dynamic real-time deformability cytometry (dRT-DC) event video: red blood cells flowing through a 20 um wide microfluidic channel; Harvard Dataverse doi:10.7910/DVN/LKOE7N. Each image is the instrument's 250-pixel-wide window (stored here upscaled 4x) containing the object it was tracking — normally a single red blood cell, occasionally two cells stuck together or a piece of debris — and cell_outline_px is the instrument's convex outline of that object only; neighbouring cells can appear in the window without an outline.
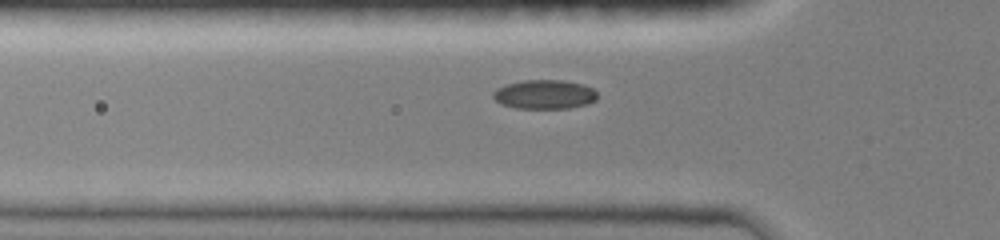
{"species": "common noctule bat (a hibernating species)", "species_latin": "Nyctalus noctula", "temperature_condition": "room temperature", "stored_images_in_passage": 36, "camera_frame_rate_fps": 3000, "um_per_image_px": 0.085, "animal": {"sex": "female", "body_mass_g": 19.0, "forearm_length_mm": 51.5}, "frame": {"image": 1, "passage_image": 8, "time_ms": 2.333, "image_size_px": [1000, 240], "cell_outline_px": [[596, 100], [588, 104], [568, 108], [516, 108], [500, 104], [492, 96], [492, 92], [496, 88], [508, 84], [524, 80], [564, 80], [584, 84], [592, 88], [596, 92]], "centroid_in_image_um": [46.28, 8.02], "position_along_channel_um": 79.5, "area_um2": 17.74}}
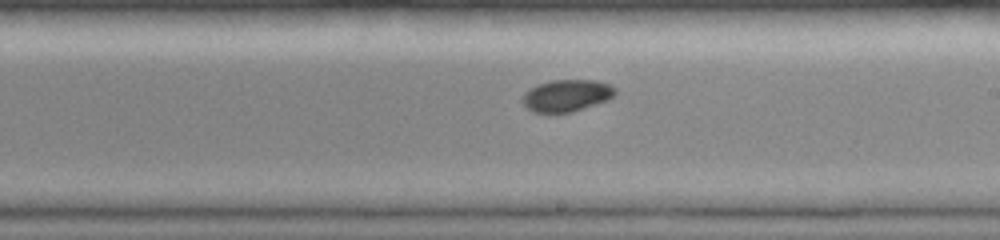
{"frame": {"image": 2, "passage_image": 20, "time_ms": 6.333, "image_size_px": [1000, 240], "cell_outline_px": [[616, 92], [608, 100], [572, 112], [552, 116], [532, 112], [524, 108], [520, 100], [524, 92], [536, 84], [552, 80], [596, 80], [608, 84], [616, 88]], "centroid_in_image_um": [48.07, 8.17], "position_along_channel_um": 240.9, "area_um2": 18.03}}
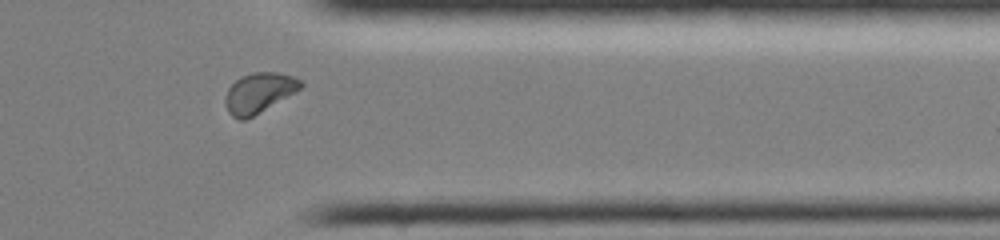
{"frame": {"image": 3, "passage_image": 31, "time_ms": 10.0, "image_size_px": [1000, 240], "cell_outline_px": [[304, 84], [296, 92], [252, 116], [244, 120], [240, 120], [232, 116], [228, 112], [224, 104], [224, 96], [228, 88], [236, 80], [252, 72], [276, 72], [292, 76], [300, 80]], "centroid_in_image_um": [21.98, 7.89], "position_along_channel_um": 389.4, "area_um2": 17.46}}